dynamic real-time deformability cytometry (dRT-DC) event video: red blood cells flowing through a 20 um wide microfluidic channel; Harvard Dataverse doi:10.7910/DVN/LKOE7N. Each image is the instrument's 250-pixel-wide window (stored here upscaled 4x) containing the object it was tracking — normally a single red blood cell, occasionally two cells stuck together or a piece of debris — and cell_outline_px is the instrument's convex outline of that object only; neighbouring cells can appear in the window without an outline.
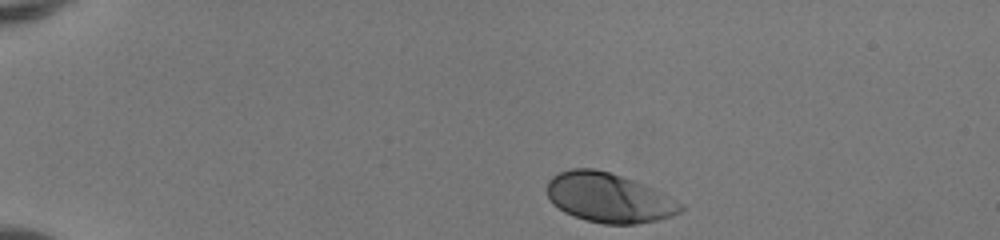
{"species": "human", "species_latin": "Homo sapiens", "temperature_condition": "room temperature", "stored_images_in_passage": 37, "camera_frame_rate_fps": 3000, "um_per_image_px": 0.085, "donor": {"sex": "female"}, "frame": {"image": 1, "passage_image": 1, "time_ms": 0.0, "image_size_px": [1000, 240], "cell_outline_px": [[684, 208], [680, 212], [672, 216], [656, 220], [636, 224], [604, 224], [584, 220], [564, 212], [552, 204], [548, 196], [548, 180], [552, 176], [560, 172], [572, 168], [592, 168], [608, 172], [632, 180], [652, 188], [684, 204]], "centroid_in_image_um": [51.73, 16.82], "position_along_channel_um": 33.3, "area_um2": 38.32}}
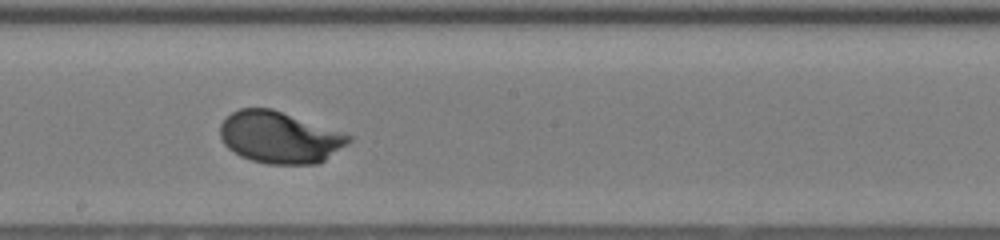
{"frame": {"image": 2, "passage_image": 21, "time_ms": 6.667, "image_size_px": [1000, 240], "cell_outline_px": [[352, 140], [348, 144], [320, 164], [268, 164], [252, 160], [240, 156], [228, 148], [224, 144], [220, 136], [220, 124], [232, 112], [240, 108], [272, 108], [352, 136]], "centroid_in_image_um": [23.76, 11.69], "position_along_channel_um": 224.4, "area_um2": 38.67}}
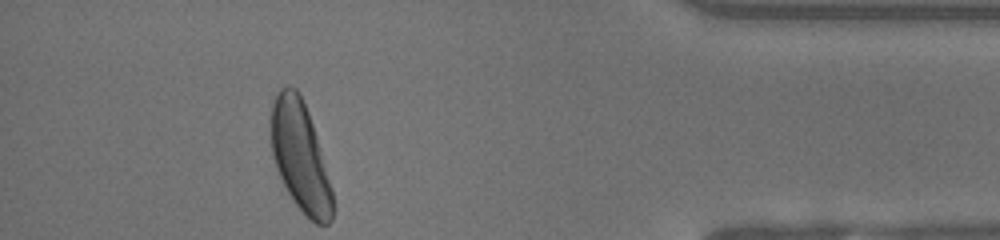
{"frame": {"image": 3, "passage_image": 37, "time_ms": 12.0, "image_size_px": [1000, 240], "cell_outline_px": [[332, 220], [328, 224], [316, 224], [292, 200], [276, 168], [272, 152], [272, 104], [280, 88], [288, 84], [296, 88], [300, 92], [308, 112], [316, 136], [332, 188]], "centroid_in_image_um": [25.52, 13.28], "position_along_channel_um": 409.7, "area_um2": 38.61}, "authors_computed_cell_mechanics": {"area_um2": 38.0324, "velocity_mm_per_s": 4.1279, "shape_relaxation_time_tau1_ms": 1.9187, "shape_relaxation_time_tau2_ms": null, "deformation_change_tau1": 0.1529, "deformation_change_tau2": null}}